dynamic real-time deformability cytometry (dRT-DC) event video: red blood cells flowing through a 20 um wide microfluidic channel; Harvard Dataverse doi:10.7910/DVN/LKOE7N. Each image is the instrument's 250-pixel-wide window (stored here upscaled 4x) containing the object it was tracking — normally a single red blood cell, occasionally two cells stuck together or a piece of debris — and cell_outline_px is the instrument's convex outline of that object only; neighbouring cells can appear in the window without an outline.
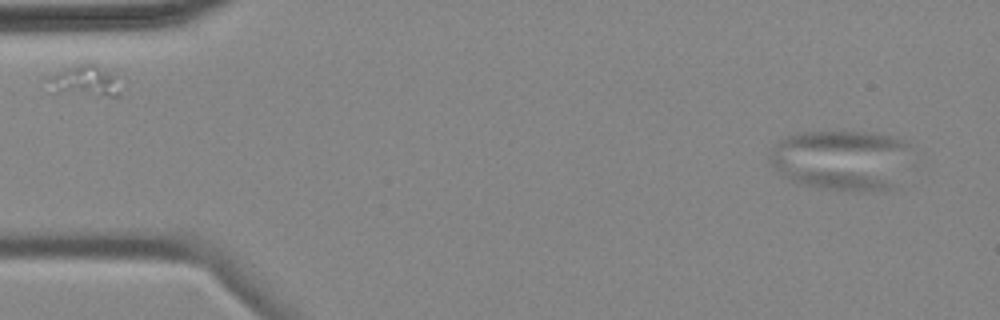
{"species": "common noctule bat (a hibernating species)", "species_latin": "Nyctalus noctula", "temperature_condition": "cold", "stored_images_in_passage": 5, "camera_frame_rate_fps": 3000, "um_per_image_px": 0.085, "animal": {"sex": "female", "body_mass_g": 18.4}, "frame": {"image": 1, "passage_image": 5, "time_ms": 5.667, "image_size_px": [1000, 320], "cell_outline_px": [[912, 148], [892, 188], [864, 192], [860, 192], [828, 188], [808, 184], [792, 180], [772, 164], [768, 156], [776, 144], [788, 136], [796, 132], [876, 132], [892, 136], [904, 140]], "centroid_in_image_um": [71.56, 13.56], "position_along_channel_um": 13.4, "area_um2": 48.96}}